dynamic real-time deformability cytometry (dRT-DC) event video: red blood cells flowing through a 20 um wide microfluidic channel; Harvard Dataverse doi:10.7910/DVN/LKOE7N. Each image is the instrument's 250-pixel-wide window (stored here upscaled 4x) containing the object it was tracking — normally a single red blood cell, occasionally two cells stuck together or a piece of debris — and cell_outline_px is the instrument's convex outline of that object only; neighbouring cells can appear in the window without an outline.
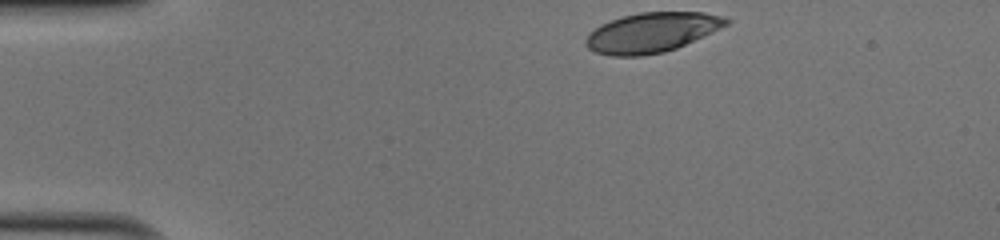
{"species": "human", "species_latin": "Homo sapiens", "temperature_condition": "cold", "stored_images_in_passage": 33, "camera_frame_rate_fps": 3000, "um_per_image_px": 0.085, "donor": {"sex": "male"}, "frame": {"image": 1, "passage_image": 1, "time_ms": 0.0, "image_size_px": [1000, 240], "cell_outline_px": [[732, 20], [728, 24], [712, 32], [676, 48], [664, 52], [640, 56], [612, 56], [596, 52], [588, 48], [584, 44], [584, 40], [588, 32], [600, 24], [624, 16], [640, 12], [704, 12], [724, 16]], "centroid_in_image_um": [55.38, 2.76], "position_along_channel_um": 29.6, "area_um2": 32.6}}
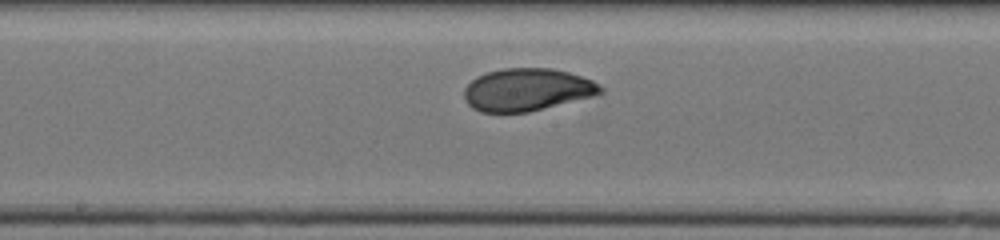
{"frame": {"image": 2, "passage_image": 19, "time_ms": 6.0, "image_size_px": [1000, 240], "cell_outline_px": [[604, 92], [600, 96], [528, 112], [480, 112], [472, 108], [468, 104], [464, 96], [464, 88], [476, 76], [488, 72], [504, 68], [552, 68], [568, 72], [592, 80], [600, 84], [604, 88]], "centroid_in_image_um": [44.86, 7.63], "position_along_channel_um": 203.3, "area_um2": 34.28}}
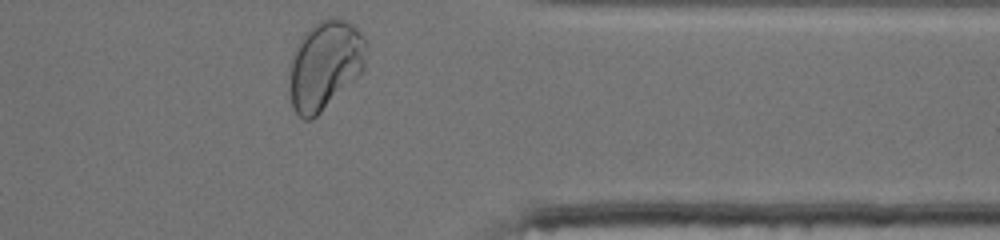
{"frame": {"image": 3, "passage_image": 33, "time_ms": 10.667, "image_size_px": [1000, 240], "cell_outline_px": [[368, 44], [364, 68], [360, 76], [312, 120], [304, 120], [292, 108], [288, 92], [288, 68], [296, 48], [304, 32], [312, 24], [328, 16], [344, 20], [352, 24], [368, 40]], "centroid_in_image_um": [27.62, 5.54], "position_along_channel_um": 383.8, "area_um2": 40.75}, "authors_computed_cell_mechanics": {"area_um2": 34.102, "velocity_mm_per_s": 4.0554, "shape_relaxation_time_tau1_ms": 4.4338, "shape_relaxation_time_tau2_ms": null, "deformation_change_tau1": 0.1862, "deformation_change_tau2": null}}